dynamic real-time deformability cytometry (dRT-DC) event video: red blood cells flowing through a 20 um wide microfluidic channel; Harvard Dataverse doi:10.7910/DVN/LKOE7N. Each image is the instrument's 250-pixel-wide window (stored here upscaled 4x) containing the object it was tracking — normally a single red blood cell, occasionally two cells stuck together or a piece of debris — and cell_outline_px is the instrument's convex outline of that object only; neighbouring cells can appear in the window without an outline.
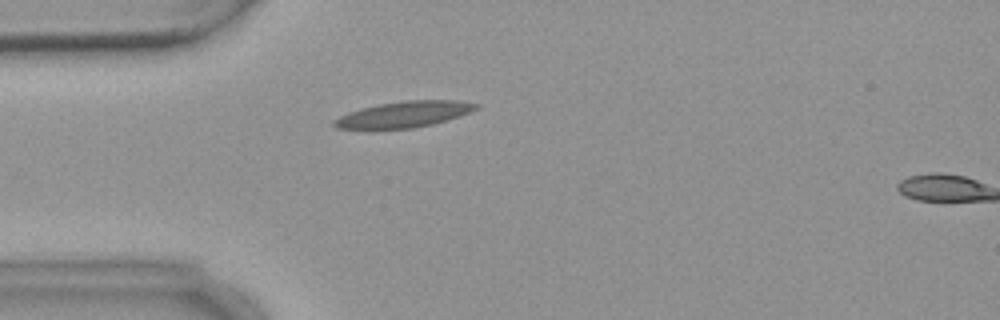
{"species": "common noctule bat (a hibernating species)", "species_latin": "Nyctalus noctula", "temperature_condition": "warm", "stored_images_in_passage": 4, "segment_of_instrument_passage": [1, 2], "camera_frame_rate_fps": 3000, "um_per_image_px": 0.085, "animal": {"sex": "female", "body_mass_g": 18.4}, "frame": {"image": 1, "passage_image": 3, "time_ms": 3.333, "image_size_px": [1000, 320], "cell_outline_px": [[480, 108], [460, 116], [448, 120], [432, 124], [412, 128], [372, 132], [368, 132], [336, 128], [332, 124], [332, 120], [348, 112], [360, 108], [380, 104], [404, 100], [456, 100], [480, 104]], "centroid_in_image_um": [34.24, 9.77], "position_along_channel_um": 50.8, "area_um2": 22.6}}